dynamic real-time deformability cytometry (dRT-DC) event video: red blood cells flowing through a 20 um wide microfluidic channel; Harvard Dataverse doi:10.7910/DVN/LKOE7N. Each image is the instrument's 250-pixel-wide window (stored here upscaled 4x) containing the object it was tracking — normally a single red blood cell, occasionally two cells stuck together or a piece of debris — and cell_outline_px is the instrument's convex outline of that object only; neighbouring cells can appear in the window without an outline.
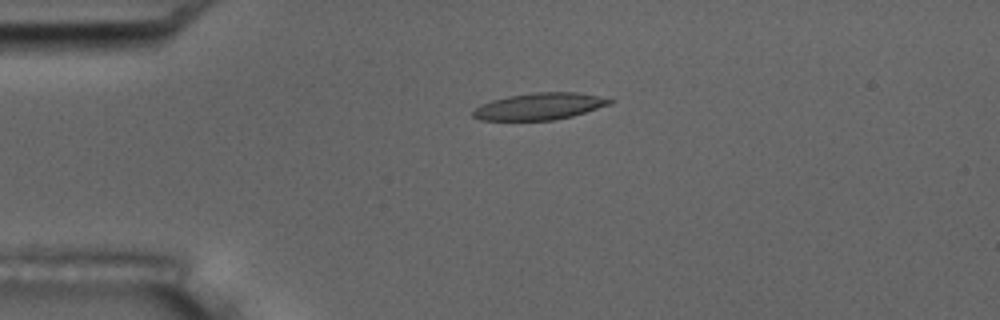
{"species": "common noctule bat (a hibernating species)", "species_latin": "Nyctalus noctula", "temperature_condition": "room temperature", "stored_images_in_passage": 4, "camera_frame_rate_fps": 3000, "um_per_image_px": 0.085, "animal": {"sex": "male", "body_mass_g": 17.5, "forearm_length_mm": 52.3}, "frame": {"image": 1, "passage_image": 3, "time_ms": 0.667, "image_size_px": [1000, 320], "cell_outline_px": [[616, 100], [612, 104], [572, 116], [552, 120], [480, 120], [472, 116], [472, 112], [480, 104], [492, 100], [508, 96], [532, 92], [576, 92]], "centroid_in_image_um": [45.85, 9.03], "position_along_channel_um": 39.2, "area_um2": 21.33}}